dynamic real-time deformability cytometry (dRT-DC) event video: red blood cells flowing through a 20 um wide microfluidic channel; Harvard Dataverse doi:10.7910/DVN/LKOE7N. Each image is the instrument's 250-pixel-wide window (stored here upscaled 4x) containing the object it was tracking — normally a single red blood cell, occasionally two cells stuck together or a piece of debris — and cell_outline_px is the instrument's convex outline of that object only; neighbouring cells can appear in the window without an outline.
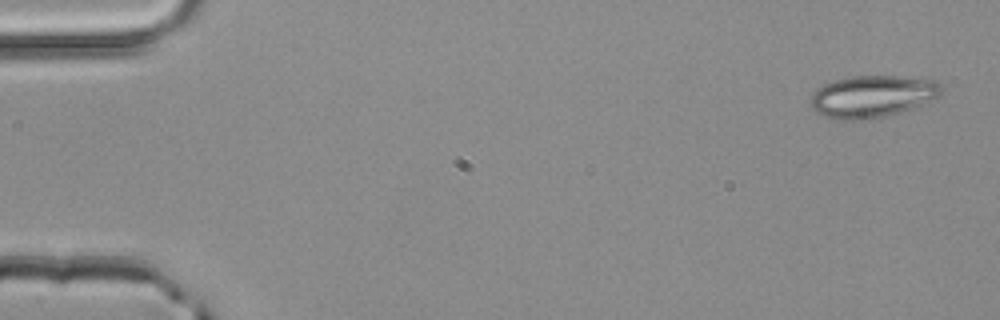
{"species": "common noctule bat (a hibernating species)", "species_latin": "Nyctalus noctula", "temperature_condition": "room temperature", "stored_images_in_passage": 5, "camera_frame_rate_fps": 3000, "um_per_image_px": 0.085, "animal": {"sex": "male", "body_mass_g": 20.4}, "frame": {"image": 1, "passage_image": 1, "time_ms": 0.0, "image_size_px": [1000, 320], "cell_outline_px": [[944, 88], [940, 96], [912, 108], [884, 116], [856, 120], [844, 120], [824, 116], [816, 112], [808, 104], [812, 92], [824, 84], [848, 76], [900, 76], [936, 80]], "centroid_in_image_um": [74.13, 8.18], "position_along_channel_um": 10.9, "area_um2": 32.08}}
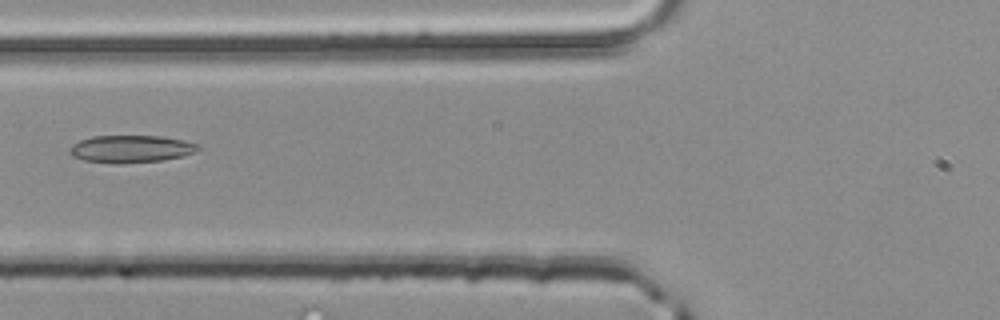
{"frame": {"image": 2, "passage_image": 5, "time_ms": 1.333, "image_size_px": [1000, 320], "cell_outline_px": [[200, 148], [196, 152], [184, 156], [164, 160], [120, 164], [116, 164], [84, 160], [72, 156], [68, 152], [72, 144], [80, 140], [92, 136], [160, 136], [184, 140], [200, 144]], "centroid_in_image_um": [11.15, 12.66], "position_along_channel_um": 114.6, "area_um2": 20.75}}